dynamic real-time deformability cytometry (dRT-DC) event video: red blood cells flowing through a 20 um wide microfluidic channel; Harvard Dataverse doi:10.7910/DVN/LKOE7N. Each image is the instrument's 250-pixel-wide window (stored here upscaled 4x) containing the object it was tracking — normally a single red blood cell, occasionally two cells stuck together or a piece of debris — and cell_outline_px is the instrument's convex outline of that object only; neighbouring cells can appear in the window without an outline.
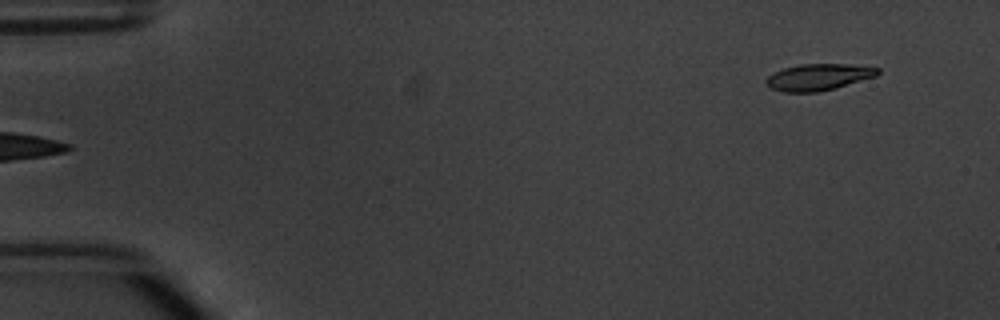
{"species": "common noctule bat (a hibernating species)", "species_latin": "Nyctalus noctula", "temperature_condition": "warm", "stored_images_in_passage": 4, "segment_of_instrument_passage": [2, 2], "camera_frame_rate_fps": 3000, "um_per_image_px": 0.085, "animal": {"sex": "male", "body_mass_g": 20.1, "forearm_length_mm": 53.5}, "frame": {"image": 1, "passage_image": 4, "time_ms": 4.667, "image_size_px": [1000, 320], "cell_outline_px": [[880, 72], [876, 76], [836, 88], [816, 92], [784, 92], [772, 88], [764, 80], [768, 76], [784, 68], [800, 64], [848, 64], [880, 68]], "centroid_in_image_um": [69.59, 6.55], "position_along_channel_um": 15.4, "area_um2": 17.11}}